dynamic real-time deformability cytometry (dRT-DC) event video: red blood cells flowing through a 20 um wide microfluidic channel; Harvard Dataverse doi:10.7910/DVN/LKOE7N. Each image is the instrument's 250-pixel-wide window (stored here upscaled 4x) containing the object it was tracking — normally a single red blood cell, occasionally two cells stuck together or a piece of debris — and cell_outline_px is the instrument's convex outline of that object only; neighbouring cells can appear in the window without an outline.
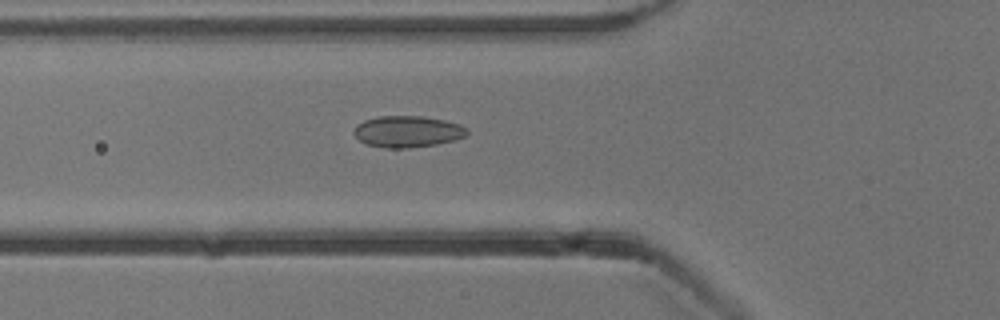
{"species": "common noctule bat (a hibernating species)", "species_latin": "Nyctalus noctula", "temperature_condition": "cold", "stored_images_in_passage": 36, "camera_frame_rate_fps": 3000, "um_per_image_px": 0.085, "animal": {"sex": "male", "body_mass_g": 13.3}, "frame": {"image": 1, "passage_image": 2, "time_ms": 0.333, "image_size_px": [1000, 320], "cell_outline_px": [[468, 132], [464, 136], [456, 140], [436, 144], [408, 148], [384, 148], [368, 144], [360, 140], [352, 132], [356, 124], [364, 120], [376, 116], [424, 116], [444, 120], [460, 124], [468, 128]], "centroid_in_image_um": [34.63, 11.17], "position_along_channel_um": 91.2, "area_um2": 20.87}}
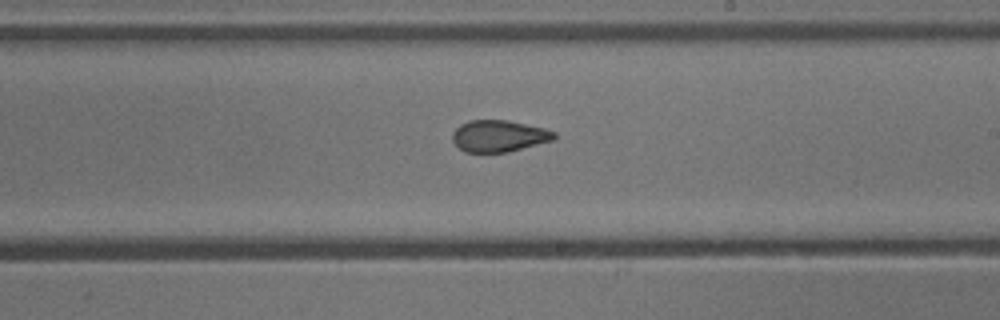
{"frame": {"image": 2, "passage_image": 14, "time_ms": 4.333, "image_size_px": [1000, 320], "cell_outline_px": [[556, 140], [508, 152], [464, 152], [452, 140], [452, 132], [460, 124], [468, 120], [508, 120], [544, 128], [556, 132]], "centroid_in_image_um": [42.43, 11.56], "position_along_channel_um": 246.6, "area_um2": 18.96}}
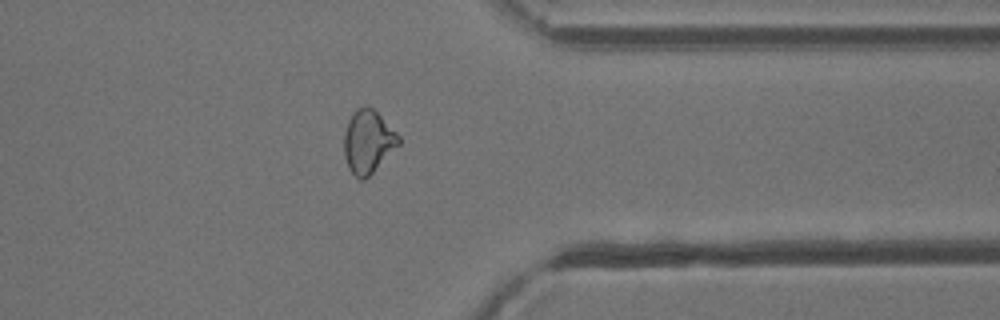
{"frame": {"image": 3, "passage_image": 25, "time_ms": 8.0, "image_size_px": [1000, 320], "cell_outline_px": [[400, 144], [364, 180], [360, 180], [348, 168], [344, 156], [344, 132], [348, 120], [356, 108], [364, 104], [368, 104], [400, 136]], "centroid_in_image_um": [31.26, 12.01], "position_along_channel_um": 380.1, "area_um2": 20.0}}